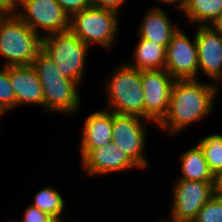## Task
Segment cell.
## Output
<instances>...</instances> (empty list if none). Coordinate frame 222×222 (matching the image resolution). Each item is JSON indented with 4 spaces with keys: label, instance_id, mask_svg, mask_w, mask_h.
<instances>
[{
    "label": "cell",
    "instance_id": "11",
    "mask_svg": "<svg viewBox=\"0 0 222 222\" xmlns=\"http://www.w3.org/2000/svg\"><path fill=\"white\" fill-rule=\"evenodd\" d=\"M181 28L166 47L165 70L175 80L199 79L196 37L190 40Z\"/></svg>",
    "mask_w": 222,
    "mask_h": 222
},
{
    "label": "cell",
    "instance_id": "22",
    "mask_svg": "<svg viewBox=\"0 0 222 222\" xmlns=\"http://www.w3.org/2000/svg\"><path fill=\"white\" fill-rule=\"evenodd\" d=\"M0 68V116L15 108V93L9 79L8 66Z\"/></svg>",
    "mask_w": 222,
    "mask_h": 222
},
{
    "label": "cell",
    "instance_id": "15",
    "mask_svg": "<svg viewBox=\"0 0 222 222\" xmlns=\"http://www.w3.org/2000/svg\"><path fill=\"white\" fill-rule=\"evenodd\" d=\"M112 123L113 112L108 110H98L87 116L81 131V160L91 150L112 142Z\"/></svg>",
    "mask_w": 222,
    "mask_h": 222
},
{
    "label": "cell",
    "instance_id": "26",
    "mask_svg": "<svg viewBox=\"0 0 222 222\" xmlns=\"http://www.w3.org/2000/svg\"><path fill=\"white\" fill-rule=\"evenodd\" d=\"M93 6L96 8H101L105 10H111L116 13H120L121 4L126 2V0H92Z\"/></svg>",
    "mask_w": 222,
    "mask_h": 222
},
{
    "label": "cell",
    "instance_id": "9",
    "mask_svg": "<svg viewBox=\"0 0 222 222\" xmlns=\"http://www.w3.org/2000/svg\"><path fill=\"white\" fill-rule=\"evenodd\" d=\"M144 91V119L158 126L168 113L175 79L165 70L141 71Z\"/></svg>",
    "mask_w": 222,
    "mask_h": 222
},
{
    "label": "cell",
    "instance_id": "3",
    "mask_svg": "<svg viewBox=\"0 0 222 222\" xmlns=\"http://www.w3.org/2000/svg\"><path fill=\"white\" fill-rule=\"evenodd\" d=\"M105 83L109 102L104 109L115 114L144 118V91L140 70L124 62L116 67Z\"/></svg>",
    "mask_w": 222,
    "mask_h": 222
},
{
    "label": "cell",
    "instance_id": "19",
    "mask_svg": "<svg viewBox=\"0 0 222 222\" xmlns=\"http://www.w3.org/2000/svg\"><path fill=\"white\" fill-rule=\"evenodd\" d=\"M182 13L189 23L210 26L222 13V0H186Z\"/></svg>",
    "mask_w": 222,
    "mask_h": 222
},
{
    "label": "cell",
    "instance_id": "20",
    "mask_svg": "<svg viewBox=\"0 0 222 222\" xmlns=\"http://www.w3.org/2000/svg\"><path fill=\"white\" fill-rule=\"evenodd\" d=\"M64 204V199L60 192L47 186L36 193L34 202L31 205L53 218L61 219V214L65 207Z\"/></svg>",
    "mask_w": 222,
    "mask_h": 222
},
{
    "label": "cell",
    "instance_id": "4",
    "mask_svg": "<svg viewBox=\"0 0 222 222\" xmlns=\"http://www.w3.org/2000/svg\"><path fill=\"white\" fill-rule=\"evenodd\" d=\"M41 49L57 65L61 76L81 83L89 46L69 30L42 36Z\"/></svg>",
    "mask_w": 222,
    "mask_h": 222
},
{
    "label": "cell",
    "instance_id": "1",
    "mask_svg": "<svg viewBox=\"0 0 222 222\" xmlns=\"http://www.w3.org/2000/svg\"><path fill=\"white\" fill-rule=\"evenodd\" d=\"M219 89L217 83L207 84L198 79L175 80L168 113L157 128L174 135L210 115Z\"/></svg>",
    "mask_w": 222,
    "mask_h": 222
},
{
    "label": "cell",
    "instance_id": "13",
    "mask_svg": "<svg viewBox=\"0 0 222 222\" xmlns=\"http://www.w3.org/2000/svg\"><path fill=\"white\" fill-rule=\"evenodd\" d=\"M88 175H106L123 170L139 168L120 148L113 142L91 150L81 161Z\"/></svg>",
    "mask_w": 222,
    "mask_h": 222
},
{
    "label": "cell",
    "instance_id": "14",
    "mask_svg": "<svg viewBox=\"0 0 222 222\" xmlns=\"http://www.w3.org/2000/svg\"><path fill=\"white\" fill-rule=\"evenodd\" d=\"M8 75L15 93V108L23 104L44 107L41 82L32 65L8 66Z\"/></svg>",
    "mask_w": 222,
    "mask_h": 222
},
{
    "label": "cell",
    "instance_id": "23",
    "mask_svg": "<svg viewBox=\"0 0 222 222\" xmlns=\"http://www.w3.org/2000/svg\"><path fill=\"white\" fill-rule=\"evenodd\" d=\"M192 222H222V196L214 195L208 200Z\"/></svg>",
    "mask_w": 222,
    "mask_h": 222
},
{
    "label": "cell",
    "instance_id": "18",
    "mask_svg": "<svg viewBox=\"0 0 222 222\" xmlns=\"http://www.w3.org/2000/svg\"><path fill=\"white\" fill-rule=\"evenodd\" d=\"M182 180L214 181V175L210 171L200 146L196 144L184 151L180 156Z\"/></svg>",
    "mask_w": 222,
    "mask_h": 222
},
{
    "label": "cell",
    "instance_id": "24",
    "mask_svg": "<svg viewBox=\"0 0 222 222\" xmlns=\"http://www.w3.org/2000/svg\"><path fill=\"white\" fill-rule=\"evenodd\" d=\"M61 8L71 17L73 14L93 6L92 0H56Z\"/></svg>",
    "mask_w": 222,
    "mask_h": 222
},
{
    "label": "cell",
    "instance_id": "5",
    "mask_svg": "<svg viewBox=\"0 0 222 222\" xmlns=\"http://www.w3.org/2000/svg\"><path fill=\"white\" fill-rule=\"evenodd\" d=\"M42 37L17 15H10L0 28V55L3 66L32 65L41 50Z\"/></svg>",
    "mask_w": 222,
    "mask_h": 222
},
{
    "label": "cell",
    "instance_id": "7",
    "mask_svg": "<svg viewBox=\"0 0 222 222\" xmlns=\"http://www.w3.org/2000/svg\"><path fill=\"white\" fill-rule=\"evenodd\" d=\"M18 7L16 15L41 37V29L43 36L69 31L70 17L56 0H19Z\"/></svg>",
    "mask_w": 222,
    "mask_h": 222
},
{
    "label": "cell",
    "instance_id": "6",
    "mask_svg": "<svg viewBox=\"0 0 222 222\" xmlns=\"http://www.w3.org/2000/svg\"><path fill=\"white\" fill-rule=\"evenodd\" d=\"M118 16L114 11L92 6L70 17L69 30L89 47L95 43L109 49L118 33Z\"/></svg>",
    "mask_w": 222,
    "mask_h": 222
},
{
    "label": "cell",
    "instance_id": "29",
    "mask_svg": "<svg viewBox=\"0 0 222 222\" xmlns=\"http://www.w3.org/2000/svg\"><path fill=\"white\" fill-rule=\"evenodd\" d=\"M159 1L164 2V3H168L170 5H173L176 2V4H177L176 7L181 11L184 9L185 4H186V0H159Z\"/></svg>",
    "mask_w": 222,
    "mask_h": 222
},
{
    "label": "cell",
    "instance_id": "8",
    "mask_svg": "<svg viewBox=\"0 0 222 222\" xmlns=\"http://www.w3.org/2000/svg\"><path fill=\"white\" fill-rule=\"evenodd\" d=\"M172 195L173 204L169 220L192 222L202 206L215 195L214 181L178 179L174 184Z\"/></svg>",
    "mask_w": 222,
    "mask_h": 222
},
{
    "label": "cell",
    "instance_id": "27",
    "mask_svg": "<svg viewBox=\"0 0 222 222\" xmlns=\"http://www.w3.org/2000/svg\"><path fill=\"white\" fill-rule=\"evenodd\" d=\"M19 0H0V9L6 11L10 15H16Z\"/></svg>",
    "mask_w": 222,
    "mask_h": 222
},
{
    "label": "cell",
    "instance_id": "17",
    "mask_svg": "<svg viewBox=\"0 0 222 222\" xmlns=\"http://www.w3.org/2000/svg\"><path fill=\"white\" fill-rule=\"evenodd\" d=\"M134 56L136 63L127 62L126 64L140 71L165 68L166 47L153 41L140 38Z\"/></svg>",
    "mask_w": 222,
    "mask_h": 222
},
{
    "label": "cell",
    "instance_id": "10",
    "mask_svg": "<svg viewBox=\"0 0 222 222\" xmlns=\"http://www.w3.org/2000/svg\"><path fill=\"white\" fill-rule=\"evenodd\" d=\"M144 119L135 115H120L113 112L112 142L120 148L141 170L148 166L145 149Z\"/></svg>",
    "mask_w": 222,
    "mask_h": 222
},
{
    "label": "cell",
    "instance_id": "28",
    "mask_svg": "<svg viewBox=\"0 0 222 222\" xmlns=\"http://www.w3.org/2000/svg\"><path fill=\"white\" fill-rule=\"evenodd\" d=\"M215 195L222 196V170L214 176Z\"/></svg>",
    "mask_w": 222,
    "mask_h": 222
},
{
    "label": "cell",
    "instance_id": "12",
    "mask_svg": "<svg viewBox=\"0 0 222 222\" xmlns=\"http://www.w3.org/2000/svg\"><path fill=\"white\" fill-rule=\"evenodd\" d=\"M198 73L200 70L214 82L222 79V34L210 26H197Z\"/></svg>",
    "mask_w": 222,
    "mask_h": 222
},
{
    "label": "cell",
    "instance_id": "21",
    "mask_svg": "<svg viewBox=\"0 0 222 222\" xmlns=\"http://www.w3.org/2000/svg\"><path fill=\"white\" fill-rule=\"evenodd\" d=\"M203 151L210 171L215 176L222 170V135L209 134L197 143Z\"/></svg>",
    "mask_w": 222,
    "mask_h": 222
},
{
    "label": "cell",
    "instance_id": "25",
    "mask_svg": "<svg viewBox=\"0 0 222 222\" xmlns=\"http://www.w3.org/2000/svg\"><path fill=\"white\" fill-rule=\"evenodd\" d=\"M23 216V220L19 222H50L53 219L49 214L32 205L26 208Z\"/></svg>",
    "mask_w": 222,
    "mask_h": 222
},
{
    "label": "cell",
    "instance_id": "2",
    "mask_svg": "<svg viewBox=\"0 0 222 222\" xmlns=\"http://www.w3.org/2000/svg\"><path fill=\"white\" fill-rule=\"evenodd\" d=\"M41 82L44 109L65 115L79 110V84L61 76L54 61L41 49L32 62Z\"/></svg>",
    "mask_w": 222,
    "mask_h": 222
},
{
    "label": "cell",
    "instance_id": "16",
    "mask_svg": "<svg viewBox=\"0 0 222 222\" xmlns=\"http://www.w3.org/2000/svg\"><path fill=\"white\" fill-rule=\"evenodd\" d=\"M144 16L138 37L167 47L179 27L173 26L167 12L159 7H153Z\"/></svg>",
    "mask_w": 222,
    "mask_h": 222
},
{
    "label": "cell",
    "instance_id": "32",
    "mask_svg": "<svg viewBox=\"0 0 222 222\" xmlns=\"http://www.w3.org/2000/svg\"><path fill=\"white\" fill-rule=\"evenodd\" d=\"M50 222H63L61 219L53 218Z\"/></svg>",
    "mask_w": 222,
    "mask_h": 222
},
{
    "label": "cell",
    "instance_id": "31",
    "mask_svg": "<svg viewBox=\"0 0 222 222\" xmlns=\"http://www.w3.org/2000/svg\"><path fill=\"white\" fill-rule=\"evenodd\" d=\"M10 16L9 13L6 11L0 9V28L3 25V23L7 20V18Z\"/></svg>",
    "mask_w": 222,
    "mask_h": 222
},
{
    "label": "cell",
    "instance_id": "30",
    "mask_svg": "<svg viewBox=\"0 0 222 222\" xmlns=\"http://www.w3.org/2000/svg\"><path fill=\"white\" fill-rule=\"evenodd\" d=\"M211 26L222 34V13L216 18Z\"/></svg>",
    "mask_w": 222,
    "mask_h": 222
}]
</instances>
